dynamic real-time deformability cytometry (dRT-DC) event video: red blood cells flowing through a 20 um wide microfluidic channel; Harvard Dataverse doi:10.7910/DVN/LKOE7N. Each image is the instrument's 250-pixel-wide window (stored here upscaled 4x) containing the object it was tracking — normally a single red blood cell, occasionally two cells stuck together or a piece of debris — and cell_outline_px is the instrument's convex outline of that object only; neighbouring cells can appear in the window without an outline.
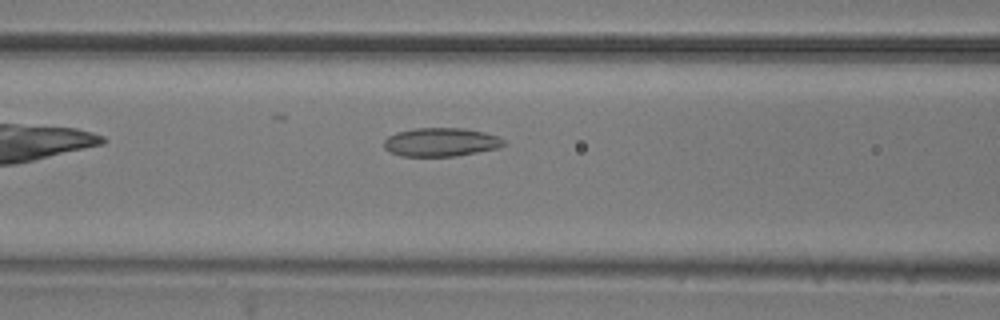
{"species": "common noctule bat (a hibernating species)", "species_latin": "Nyctalus noctula", "temperature_condition": "room temperature", "stored_images_in_passage": 37, "camera_frame_rate_fps": 3000, "um_per_image_px": 0.085, "animal": {"sex": "male", "body_mass_g": 20.5, "forearm_length_mm": 52.5}, "frame": {"image": 1, "passage_image": 5, "time_ms": 1.333, "image_size_px": [1000, 320], "cell_outline_px": [[508, 144], [500, 148], [456, 156], [400, 156], [384, 148], [384, 140], [388, 136], [396, 132], [416, 128], [464, 128], [484, 132], [496, 136], [504, 140]], "centroid_in_image_um": [37.5, 12.08], "position_along_channel_um": 129.1, "area_um2": 20.06}}
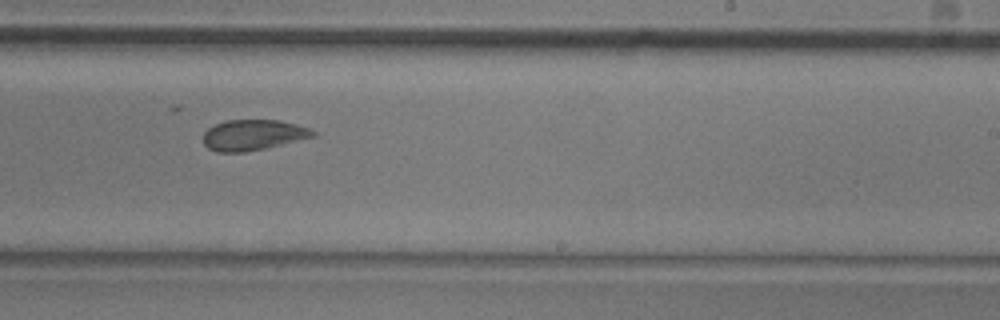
{"frame": {"image": 2, "passage_image": 16, "time_ms": 5.0, "image_size_px": [1000, 320], "cell_outline_px": [[316, 136], [264, 148], [244, 152], [216, 152], [208, 148], [204, 144], [204, 132], [208, 128], [216, 124], [228, 120], [280, 120], [296, 124], [308, 128], [316, 132]], "centroid_in_image_um": [21.5, 11.47], "position_along_channel_um": 267.5, "area_um2": 19.42}}
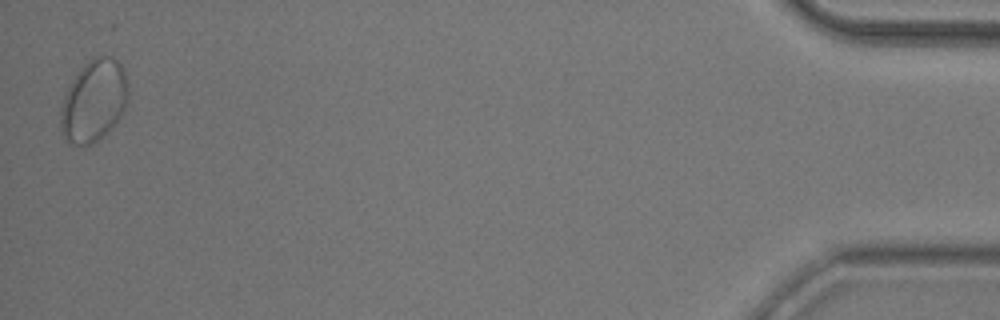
{"frame": {"image": 3, "passage_image": 36, "time_ms": 11.667, "image_size_px": [1000, 320], "cell_outline_px": [[128, 100], [124, 112], [112, 128], [104, 136], [92, 144], [80, 148], [64, 140], [60, 128], [60, 108], [64, 96], [72, 80], [80, 68], [92, 56], [112, 56], [120, 64], [124, 72], [128, 88]], "centroid_in_image_um": [7.96, 8.61], "position_along_channel_um": 427.2, "area_um2": 32.89}}